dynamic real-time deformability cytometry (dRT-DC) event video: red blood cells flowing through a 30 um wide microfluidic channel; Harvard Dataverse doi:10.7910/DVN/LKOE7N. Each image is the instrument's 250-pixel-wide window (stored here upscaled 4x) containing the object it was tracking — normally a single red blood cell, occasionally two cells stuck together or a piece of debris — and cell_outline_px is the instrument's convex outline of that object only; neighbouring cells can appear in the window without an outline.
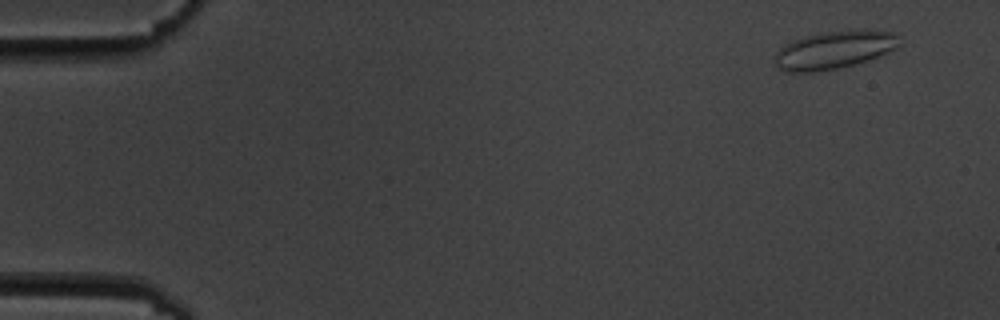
{"species": "common noctule bat (a hibernating species)", "species_latin": "Nyctalus noctula", "temperature_condition": "cold", "stored_images_in_passage": 5, "camera_frame_rate_fps": 3000, "um_per_image_px": 0.085, "animal": {"sex": "male", "body_mass_g": 19.5, "forearm_length_mm": 54.6}, "frame": {"image": 1, "passage_image": 2, "time_ms": 1.0, "image_size_px": [1000, 320], "cell_outline_px": [[896, 48], [880, 56], [856, 64], [816, 72], [788, 72], [776, 68], [776, 52], [784, 44], [792, 40], [804, 36], [820, 32], [864, 28], [896, 32]], "centroid_in_image_um": [70.89, 4.22], "position_along_channel_um": 14.1, "area_um2": 27.8}}
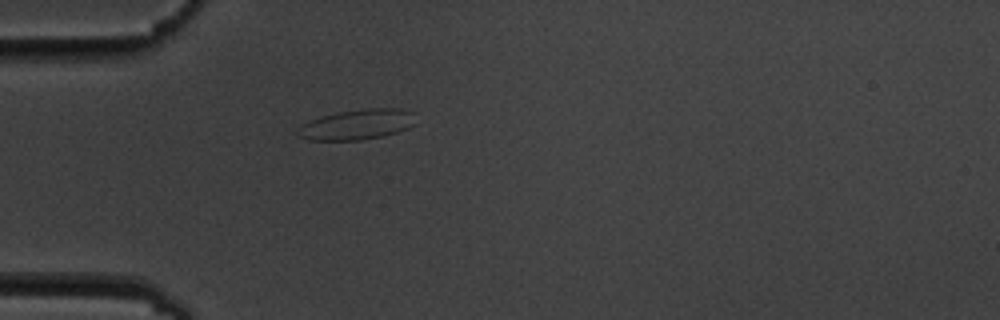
{"frame": {"image": 2, "passage_image": 5, "time_ms": 5.333, "image_size_px": [1000, 320], "cell_outline_px": [[416, 124], [408, 128], [384, 136], [360, 140], [308, 140], [296, 136], [296, 128], [320, 116], [340, 112], [368, 108], [400, 108], [412, 112]], "centroid_in_image_um": [30.34, 10.59], "position_along_channel_um": 54.7, "area_um2": 20.87}}